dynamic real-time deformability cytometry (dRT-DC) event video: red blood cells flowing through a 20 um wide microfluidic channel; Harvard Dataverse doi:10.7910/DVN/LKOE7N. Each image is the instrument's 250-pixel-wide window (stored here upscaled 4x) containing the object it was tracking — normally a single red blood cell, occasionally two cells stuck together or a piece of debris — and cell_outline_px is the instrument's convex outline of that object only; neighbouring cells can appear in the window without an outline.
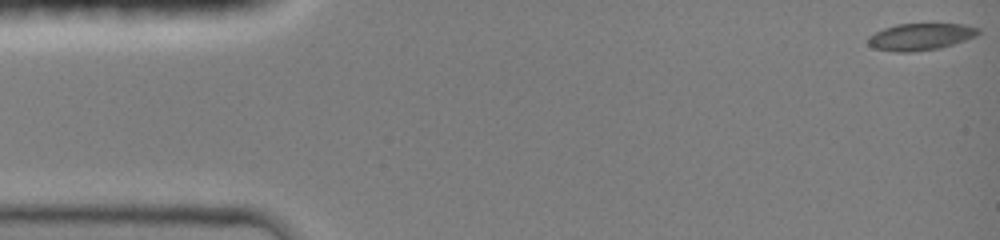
{"species": "common noctule bat (a hibernating species)", "species_latin": "Nyctalus noctula", "temperature_condition": "room temperature", "stored_images_in_passage": 31, "camera_frame_rate_fps": 3000, "um_per_image_px": 0.085, "animal": {"sex": "female", "body_mass_g": 19.0, "forearm_length_mm": 51.5}, "frame": {"image": 1, "passage_image": 1, "time_ms": 0.0, "image_size_px": [1000, 240], "cell_outline_px": [[980, 32], [976, 36], [940, 48], [912, 52], [896, 52], [876, 48], [868, 44], [868, 36], [884, 28], [896, 24], [964, 24], [980, 28]], "centroid_in_image_um": [78.25, 3.12], "position_along_channel_um": 6.7, "area_um2": 17.17}}
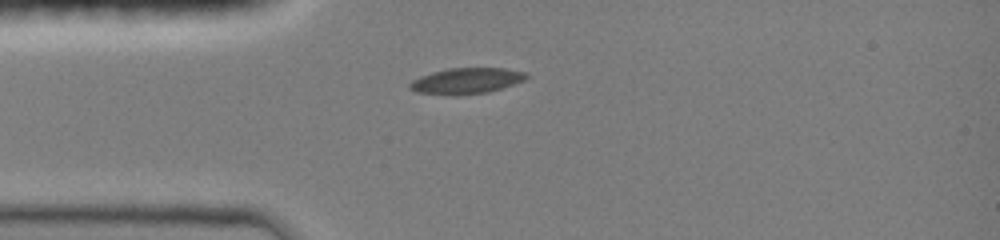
{"frame": {"image": 2, "passage_image": 21, "time_ms": 3.667, "image_size_px": [1000, 240], "cell_outline_px": [[528, 76], [524, 80], [488, 92], [416, 92], [408, 88], [408, 84], [412, 80], [420, 76], [432, 72], [448, 68], [504, 68], [524, 72]], "centroid_in_image_um": [39.64, 6.81], "position_along_channel_um": 45.4, "area_um2": 16.53}}
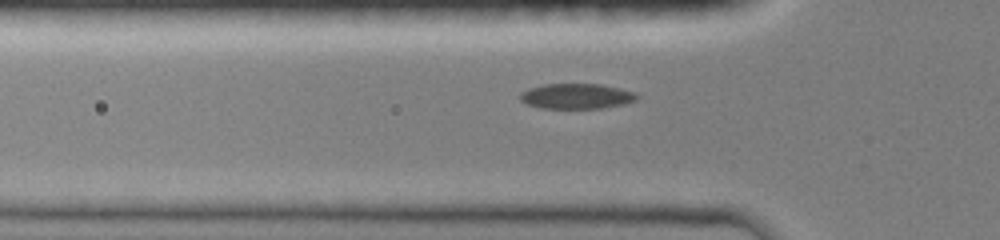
{"frame": {"image": 3, "passage_image": 27, "time_ms": 4.667, "image_size_px": [1000, 240], "cell_outline_px": [[640, 96], [636, 100], [620, 104], [600, 108], [540, 108], [528, 104], [520, 100], [520, 92], [528, 88], [544, 84], [600, 84], [620, 88], [636, 92]], "centroid_in_image_um": [48.99, 8.16], "position_along_channel_um": 76.8, "area_um2": 17.17}}